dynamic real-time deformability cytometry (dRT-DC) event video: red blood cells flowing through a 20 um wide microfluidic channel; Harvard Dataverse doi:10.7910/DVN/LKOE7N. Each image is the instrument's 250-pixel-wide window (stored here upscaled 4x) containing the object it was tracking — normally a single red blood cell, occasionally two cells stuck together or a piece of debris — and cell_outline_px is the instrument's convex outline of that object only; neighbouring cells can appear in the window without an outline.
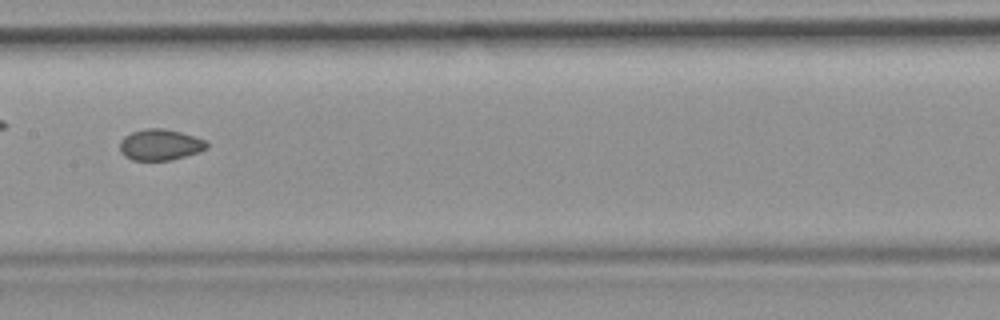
{"species": "common noctule bat (a hibernating species)", "species_latin": "Nyctalus noctula", "temperature_condition": "room temperature", "stored_images_in_passage": 36, "camera_frame_rate_fps": 3000, "um_per_image_px": 0.085, "animal": {"sex": "female", "body_mass_g": 19.9}, "frame": {"image": 1, "passage_image": 11, "time_ms": 3.333, "image_size_px": [1000, 320], "cell_outline_px": [[208, 148], [200, 152], [172, 160], [132, 160], [124, 156], [120, 152], [120, 140], [124, 136], [132, 132], [148, 128], [164, 128], [180, 132], [204, 140], [208, 144]], "centroid_in_image_um": [13.6, 12.31], "position_along_channel_um": 193.8, "area_um2": 15.78}, "authors_computed_cell_mechanics": {"area_um2": 16.184, "velocity_mm_per_s": 3.9121, "shape_relaxation_time_tau1_ms": null, "shape_relaxation_time_tau2_ms": 1.5303, "deformation_change_tau1": null, "deformation_change_tau2": 0.057}}